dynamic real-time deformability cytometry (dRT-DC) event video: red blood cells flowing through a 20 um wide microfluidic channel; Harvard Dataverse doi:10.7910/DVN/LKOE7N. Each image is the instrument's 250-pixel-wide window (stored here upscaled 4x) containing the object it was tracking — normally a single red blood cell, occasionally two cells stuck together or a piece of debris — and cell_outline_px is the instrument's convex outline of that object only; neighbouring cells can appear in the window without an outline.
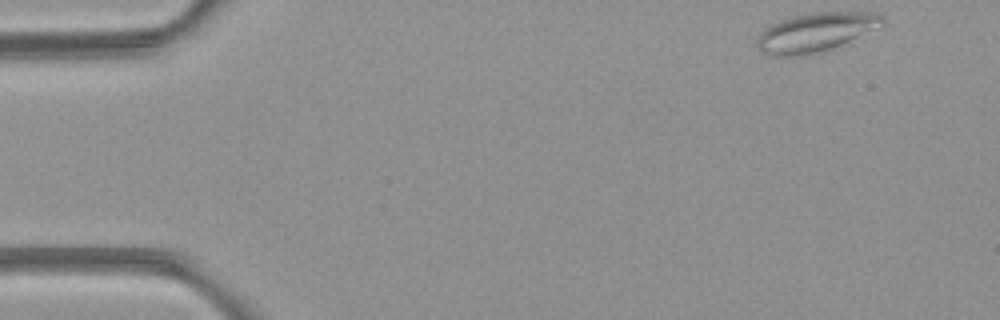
{"species": "common noctule bat (a hibernating species)", "species_latin": "Nyctalus noctula", "temperature_condition": "room temperature", "stored_images_in_passage": 4, "camera_frame_rate_fps": 3000, "um_per_image_px": 0.085, "animal": {"sex": "female", "body_mass_g": 21.9}, "frame": {"image": 1, "passage_image": 1, "time_ms": 0.0, "image_size_px": [1000, 320], "cell_outline_px": [[884, 24], [832, 48], [820, 52], [804, 56], [768, 56], [756, 44], [756, 40], [760, 32], [764, 28], [780, 20], [792, 16], [816, 12], [880, 12], [884, 16]], "centroid_in_image_um": [69.3, 2.74], "position_along_channel_um": 15.7, "area_um2": 28.38}}